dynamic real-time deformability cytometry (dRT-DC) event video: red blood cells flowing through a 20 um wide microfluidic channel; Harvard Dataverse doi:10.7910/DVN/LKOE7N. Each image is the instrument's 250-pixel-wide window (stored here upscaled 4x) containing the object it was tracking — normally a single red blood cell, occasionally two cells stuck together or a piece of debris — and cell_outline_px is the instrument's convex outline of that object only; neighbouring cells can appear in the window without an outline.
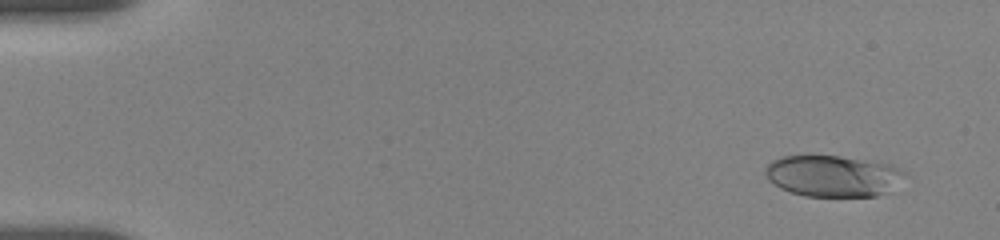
{"species": "human", "species_latin": "Homo sapiens", "temperature_condition": "room temperature", "stored_images_in_passage": 63, "camera_frame_rate_fps": 3000, "um_per_image_px": 0.085, "donor": {"sex": "female"}, "frame": {"image": 1, "passage_image": 3, "time_ms": 1.0, "image_size_px": [1000, 240], "cell_outline_px": [[912, 176], [884, 192], [876, 196], [804, 196], [780, 188], [768, 180], [764, 172], [764, 168], [772, 160], [780, 156], [804, 152], [812, 152], [840, 156], [892, 164], [908, 172]], "centroid_in_image_um": [70.79, 14.89], "position_along_channel_um": 14.2, "area_um2": 34.91}}
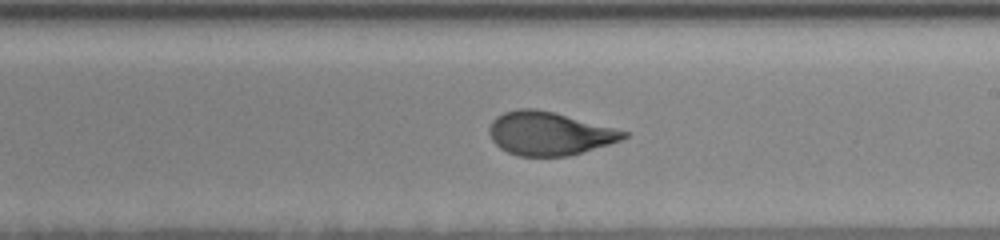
{"frame": {"image": 2, "passage_image": 37, "time_ms": 10.667, "image_size_px": [1000, 240], "cell_outline_px": [[628, 136], [620, 140], [608, 144], [568, 156], [516, 156], [500, 148], [492, 140], [488, 132], [488, 128], [492, 120], [496, 116], [504, 112], [520, 108], [536, 108], [556, 112], [628, 132]], "centroid_in_image_um": [46.63, 11.34], "position_along_channel_um": 242.4, "area_um2": 33.93}}
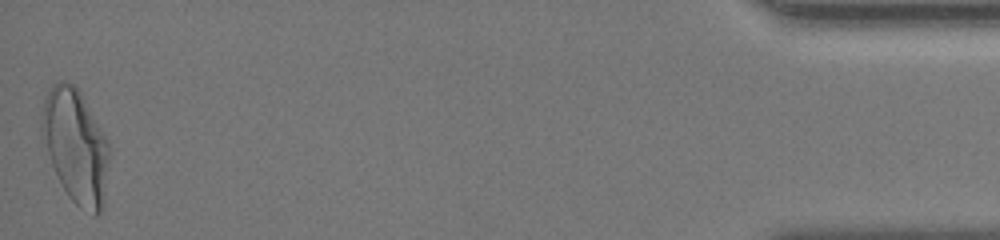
{"frame": {"image": 3, "passage_image": 63, "time_ms": 18.0, "image_size_px": [1000, 240], "cell_outline_px": [[108, 160], [100, 212], [96, 216], [92, 216], [80, 208], [68, 196], [52, 164], [40, 128], [40, 124], [44, 100], [52, 84], [60, 80], [72, 84], [80, 92], [108, 140]], "centroid_in_image_um": [6.41, 12.38], "position_along_channel_um": 428.8, "area_um2": 43.58}, "authors_computed_cell_mechanics": {"area_um2": 34.4488, "velocity_mm_per_s": 3.6837, "shape_relaxation_time_tau1_ms": 5.6838, "shape_relaxation_time_tau2_ms": 0.8264, "deformation_change_tau1": 0.218, "deformation_change_tau2": 0.0702}}